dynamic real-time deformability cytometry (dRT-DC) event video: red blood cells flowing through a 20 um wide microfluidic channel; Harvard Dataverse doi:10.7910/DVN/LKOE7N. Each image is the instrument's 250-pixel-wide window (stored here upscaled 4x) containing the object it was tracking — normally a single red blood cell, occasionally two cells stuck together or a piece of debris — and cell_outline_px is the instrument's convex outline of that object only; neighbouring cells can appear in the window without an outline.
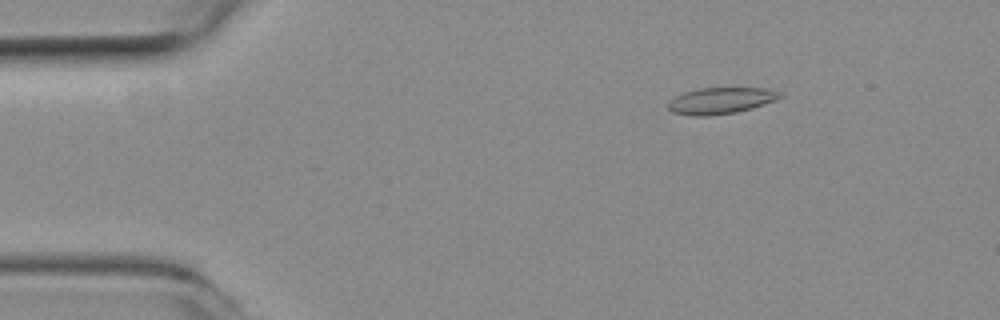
{"species": "common noctule bat (a hibernating species)", "species_latin": "Nyctalus noctula", "temperature_condition": "room temperature", "stored_images_in_passage": 50, "camera_frame_rate_fps": 3000, "um_per_image_px": 0.085, "animal": {"sex": "female", "body_mass_g": 19.3, "forearm_length_mm": 54.1}, "frame": {"image": 1, "passage_image": 6, "time_ms": 1.667, "image_size_px": [1000, 320], "cell_outline_px": [[784, 96], [776, 100], [752, 108], [736, 112], [708, 116], [692, 116], [672, 112], [668, 108], [668, 100], [684, 92], [700, 88], [764, 88], [780, 92]], "centroid_in_image_um": [61.25, 8.56], "position_along_channel_um": 23.7, "area_um2": 17.22}}
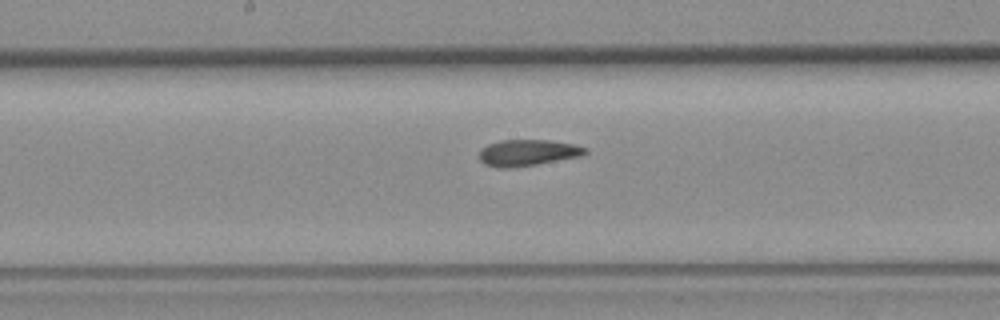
{"frame": {"image": 2, "passage_image": 25, "time_ms": 8.0, "image_size_px": [1000, 320], "cell_outline_px": [[588, 152], [580, 156], [536, 164], [512, 168], [496, 168], [484, 164], [480, 160], [480, 152], [488, 144], [500, 140], [548, 140], [576, 144], [588, 148]], "centroid_in_image_um": [44.87, 12.98], "position_along_channel_um": 203.3, "area_um2": 16.24}}
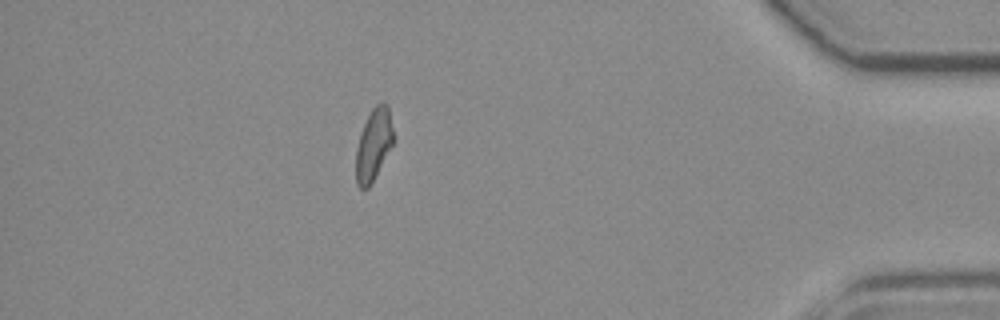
{"frame": {"image": 3, "passage_image": 44, "time_ms": 14.333, "image_size_px": [1000, 320], "cell_outline_px": [[392, 144], [368, 188], [360, 188], [356, 184], [356, 148], [360, 132], [372, 108], [376, 104], [388, 104], [392, 128]], "centroid_in_image_um": [31.72, 12.28], "position_along_channel_um": 403.5, "area_um2": 15.14}, "authors_computed_cell_mechanics": {"area_um2": 16.3574, "velocity_mm_per_s": 3.9578, "shape_relaxation_time_tau1_ms": null, "shape_relaxation_time_tau2_ms": 3.7462, "deformation_change_tau1": null, "deformation_change_tau2": 0.1097}}